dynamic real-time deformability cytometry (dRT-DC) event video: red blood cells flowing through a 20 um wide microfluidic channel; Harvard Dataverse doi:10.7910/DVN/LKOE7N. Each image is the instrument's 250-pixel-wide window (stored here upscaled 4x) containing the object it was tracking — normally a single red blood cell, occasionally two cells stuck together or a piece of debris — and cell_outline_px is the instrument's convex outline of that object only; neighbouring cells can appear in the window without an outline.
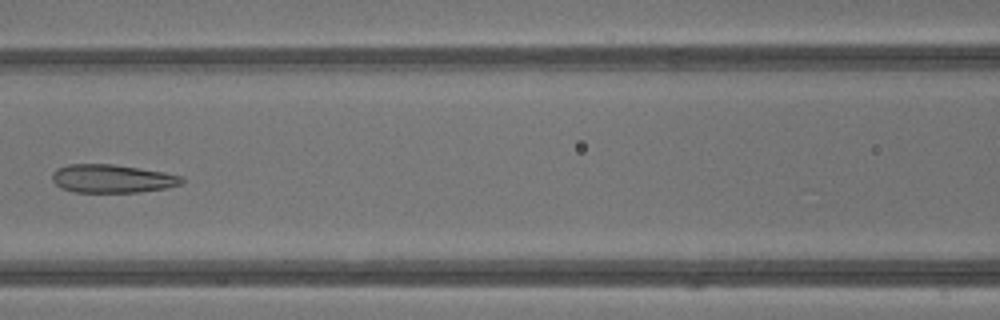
{"species": "common noctule bat (a hibernating species)", "species_latin": "Nyctalus noctula", "temperature_condition": "warm", "stored_images_in_passage": 42, "camera_frame_rate_fps": 3000, "um_per_image_px": 0.085, "animal": {"sex": "male", "body_mass_g": 13.3}, "frame": {"image": 1, "passage_image": 19, "time_ms": 6.0, "image_size_px": [1000, 320], "cell_outline_px": [[184, 180], [180, 184], [164, 188], [140, 192], [76, 192], [60, 188], [52, 180], [52, 172], [56, 168], [68, 164], [112, 164], [164, 172], [184, 176]], "centroid_in_image_um": [9.5, 15.18], "position_along_channel_um": 157.1, "area_um2": 21.39}}
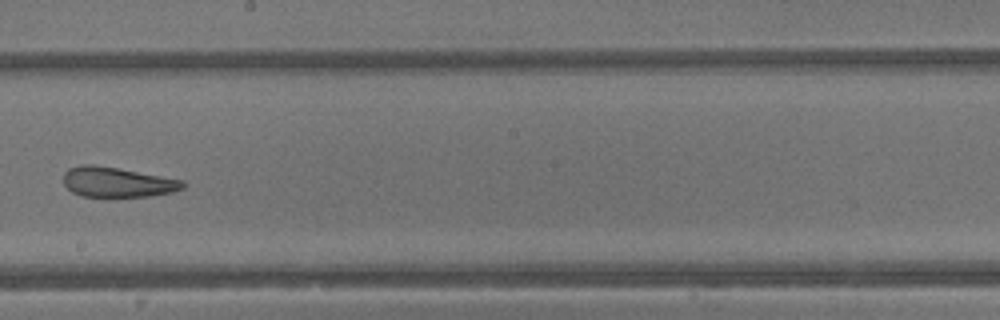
{"frame": {"image": 2, "passage_image": 24, "time_ms": 7.667, "image_size_px": [1000, 320], "cell_outline_px": [[184, 188], [172, 192], [148, 196], [84, 196], [72, 192], [64, 184], [64, 172], [68, 168], [80, 164], [92, 164], [116, 168], [184, 180]], "centroid_in_image_um": [9.95, 15.47], "position_along_channel_um": 238.3, "area_um2": 20.63}}
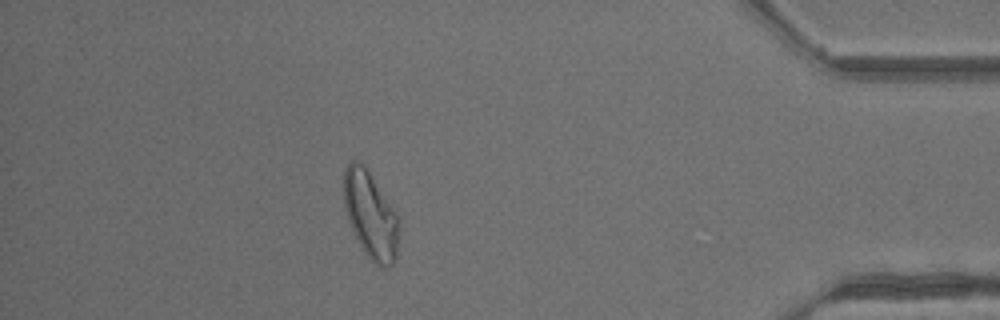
{"frame": {"image": 3, "passage_image": 37, "time_ms": 12.0, "image_size_px": [1000, 320], "cell_outline_px": [[400, 236], [396, 260], [388, 268], [380, 268], [364, 252], [352, 232], [344, 208], [344, 168], [352, 160], [356, 160], [364, 164], [396, 212], [400, 220]], "centroid_in_image_um": [31.52, 18.32], "position_along_channel_um": 403.7, "area_um2": 28.5}, "authors_computed_cell_mechanics": {"area_um2": 27.455, "velocity_mm_per_s": 4.8906, "shape_relaxation_time_tau1_ms": null, "shape_relaxation_time_tau2_ms": 1.4233, "deformation_change_tau1": null, "deformation_change_tau2": 0.0909}}